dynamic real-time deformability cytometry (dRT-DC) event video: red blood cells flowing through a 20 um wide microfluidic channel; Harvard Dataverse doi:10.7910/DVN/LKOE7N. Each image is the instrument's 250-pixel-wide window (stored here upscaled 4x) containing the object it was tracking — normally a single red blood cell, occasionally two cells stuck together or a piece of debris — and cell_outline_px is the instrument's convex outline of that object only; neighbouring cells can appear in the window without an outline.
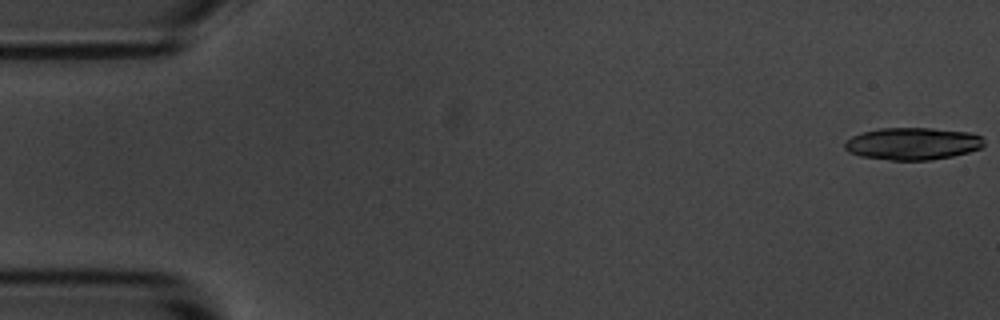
{"species": "common noctule bat (a hibernating species)", "species_latin": "Nyctalus noctula", "temperature_condition": "room temperature", "stored_images_in_passage": 6, "camera_frame_rate_fps": 3000, "um_per_image_px": 0.085, "animal": {"sex": "male", "body_mass_g": 20.1, "forearm_length_mm": 53.5}, "frame": {"image": 1, "passage_image": 1, "time_ms": 0.0, "image_size_px": [1000, 320], "cell_outline_px": [[984, 144], [980, 148], [968, 152], [952, 156], [932, 160], [892, 160], [860, 156], [848, 152], [844, 148], [844, 144], [852, 136], [864, 132], [880, 128], [932, 128], [968, 132], [980, 136], [984, 140]], "centroid_in_image_um": [77.57, 12.21], "position_along_channel_um": 7.4, "area_um2": 26.07}}